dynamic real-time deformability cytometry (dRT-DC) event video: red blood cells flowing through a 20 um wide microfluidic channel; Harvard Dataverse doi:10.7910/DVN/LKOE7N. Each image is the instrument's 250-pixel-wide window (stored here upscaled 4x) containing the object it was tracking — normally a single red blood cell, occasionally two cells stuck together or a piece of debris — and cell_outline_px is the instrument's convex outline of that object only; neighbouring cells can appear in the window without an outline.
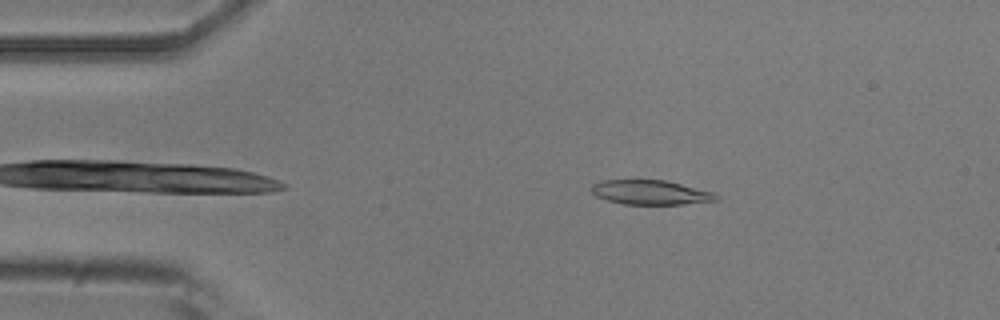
{"species": "common noctule bat (a hibernating species)", "species_latin": "Nyctalus noctula", "temperature_condition": "room temperature", "stored_images_in_passage": 44, "camera_frame_rate_fps": 3000, "um_per_image_px": 0.085, "animal": {"sex": "male", "body_mass_g": 20.5, "forearm_length_mm": 52.5}, "frame": {"image": 1, "passage_image": 8, "time_ms": 2.333, "image_size_px": [1000, 320], "cell_outline_px": [[720, 200], [684, 204], [624, 204], [608, 200], [596, 196], [592, 192], [592, 184], [600, 180], [664, 180], [712, 192], [720, 196]], "centroid_in_image_um": [55.3, 16.35], "position_along_channel_um": 29.7, "area_um2": 17.63}}
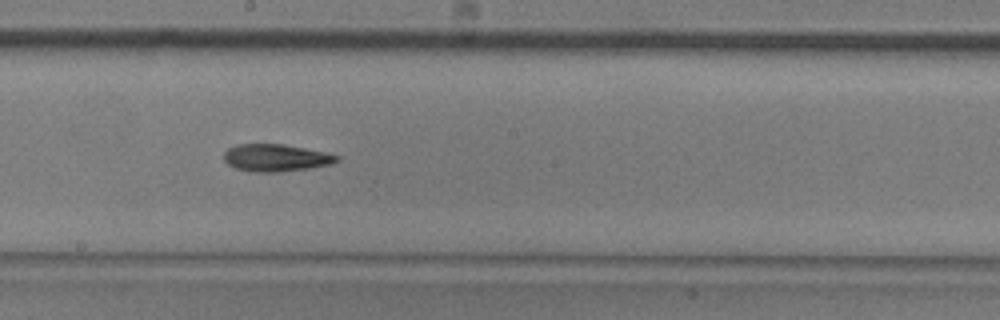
{"frame": {"image": 2, "passage_image": 27, "time_ms": 8.667, "image_size_px": [1000, 320], "cell_outline_px": [[340, 160], [332, 164], [308, 168], [280, 172], [256, 172], [236, 168], [228, 164], [224, 160], [224, 152], [228, 148], [236, 144], [284, 144], [324, 152], [340, 156]], "centroid_in_image_um": [23.45, 13.41], "position_along_channel_um": 224.8, "area_um2": 17.92}}
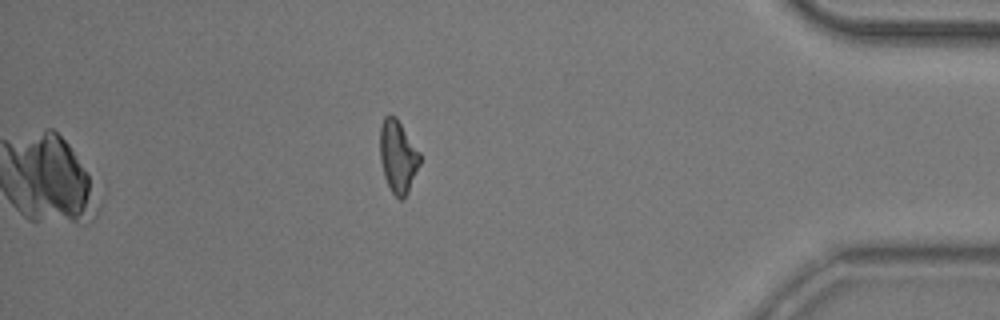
{"frame": {"image": 3, "passage_image": 44, "time_ms": 14.333, "image_size_px": [1000, 320], "cell_outline_px": [[420, 164], [408, 192], [404, 200], [400, 200], [392, 192], [384, 176], [380, 160], [380, 128], [384, 116], [396, 116], [420, 152]], "centroid_in_image_um": [33.83, 13.31], "position_along_channel_um": 401.4, "area_um2": 16.88}, "authors_computed_cell_mechanics": {"area_um2": 17.9469, "velocity_mm_per_s": 3.8372, "shape_relaxation_time_tau1_ms": 6.184, "shape_relaxation_time_tau2_ms": null, "deformation_change_tau1": 0.1542, "deformation_change_tau2": null}}